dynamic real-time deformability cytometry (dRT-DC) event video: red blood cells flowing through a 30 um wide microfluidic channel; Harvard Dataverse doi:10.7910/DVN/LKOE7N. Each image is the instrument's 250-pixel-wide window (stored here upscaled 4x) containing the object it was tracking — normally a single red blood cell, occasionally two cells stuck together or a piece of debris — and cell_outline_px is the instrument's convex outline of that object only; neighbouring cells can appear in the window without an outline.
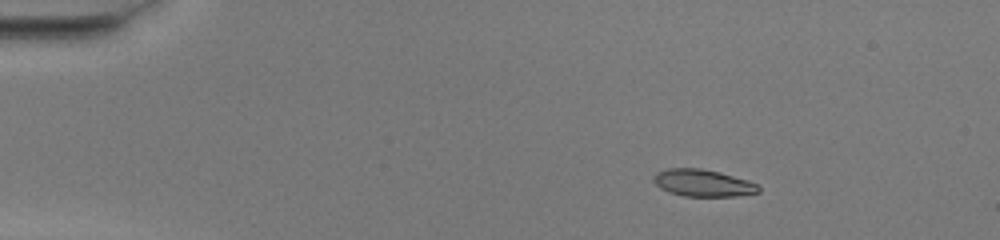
{"species": "common noctule bat (a hibernating species)", "species_latin": "Nyctalus noctula", "temperature_condition": "warm", "stored_images_in_passage": 51, "camera_frame_rate_fps": 3000, "um_per_image_px": 0.085, "animal": {"sex": "female", "body_mass_g": 20.0, "forearm_length_mm": 54.0}, "frame": {"image": 1, "passage_image": 8, "time_ms": 2.333, "image_size_px": [1000, 240], "cell_outline_px": [[760, 192], [736, 196], [684, 196], [668, 192], [660, 188], [652, 180], [652, 176], [656, 172], [668, 168], [700, 168], [720, 172], [748, 180], [756, 184], [760, 188]], "centroid_in_image_um": [59.72, 15.55], "position_along_channel_um": 25.3, "area_um2": 16.65}}
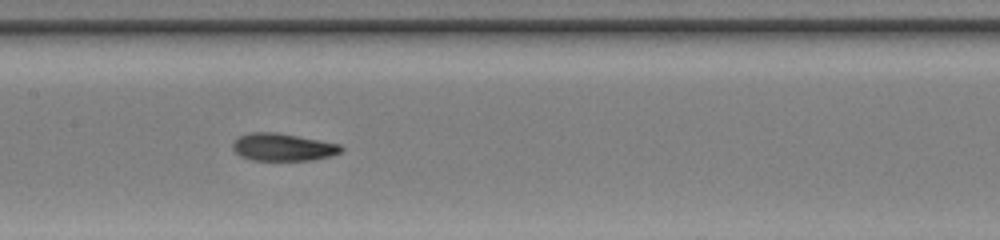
{"frame": {"image": 2, "passage_image": 26, "time_ms": 8.333, "image_size_px": [1000, 240], "cell_outline_px": [[344, 148], [340, 152], [332, 156], [312, 160], [252, 160], [240, 156], [232, 148], [232, 144], [240, 136], [248, 132], [276, 132], [320, 140], [340, 144]], "centroid_in_image_um": [24.05, 12.5], "position_along_channel_um": 183.3, "area_um2": 17.4}}
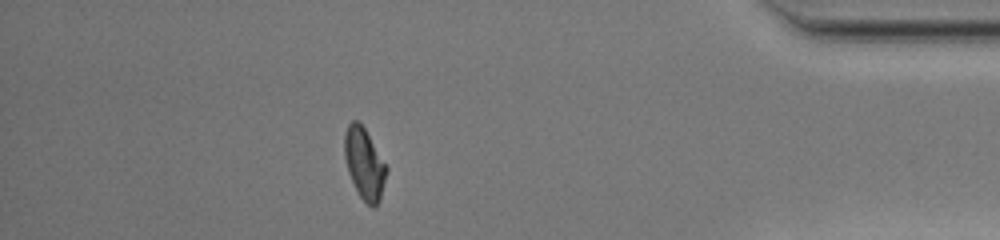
{"frame": {"image": 3, "passage_image": 45, "time_ms": 14.667, "image_size_px": [1000, 240], "cell_outline_px": [[388, 168], [380, 200], [372, 208], [360, 196], [348, 172], [344, 156], [344, 136], [348, 124], [352, 120], [356, 120], [364, 128]], "centroid_in_image_um": [30.96, 13.9], "position_along_channel_um": 404.2, "area_um2": 17.05}, "authors_computed_cell_mechanics": {"area_um2": 17.2244, "velocity_mm_per_s": 4.1099, "shape_relaxation_time_tau1_ms": 5.2078, "shape_relaxation_time_tau2_ms": 1.5707, "deformation_change_tau1": 0.2027, "deformation_change_tau2": 0.0735}}